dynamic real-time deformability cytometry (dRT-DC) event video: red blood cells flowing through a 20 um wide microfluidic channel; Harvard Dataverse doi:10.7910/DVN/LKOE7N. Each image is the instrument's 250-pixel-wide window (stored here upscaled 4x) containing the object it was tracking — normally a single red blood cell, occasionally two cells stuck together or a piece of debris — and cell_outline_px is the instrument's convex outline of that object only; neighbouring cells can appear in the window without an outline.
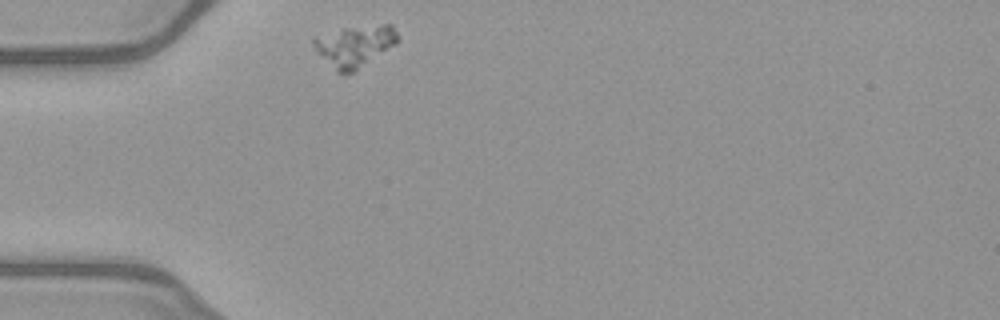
{"species": "common noctule bat (a hibernating species)", "species_latin": "Nyctalus noctula", "temperature_condition": "warm", "stored_images_in_passage": 32, "camera_frame_rate_fps": 3000, "um_per_image_px": 0.085, "animal": {"sex": "female", "body_mass_g": 21.9}, "frame": {"image": 1, "passage_image": 1, "time_ms": 0.0, "image_size_px": [1000, 320], "cell_outline_px": [[400, 40], [396, 44], [352, 72], [344, 76], [336, 72], [312, 44], [312, 36], [344, 28], [384, 24], [392, 24], [400, 36]], "centroid_in_image_um": [30.16, 3.89], "position_along_channel_um": 54.8, "area_um2": 20.23}}
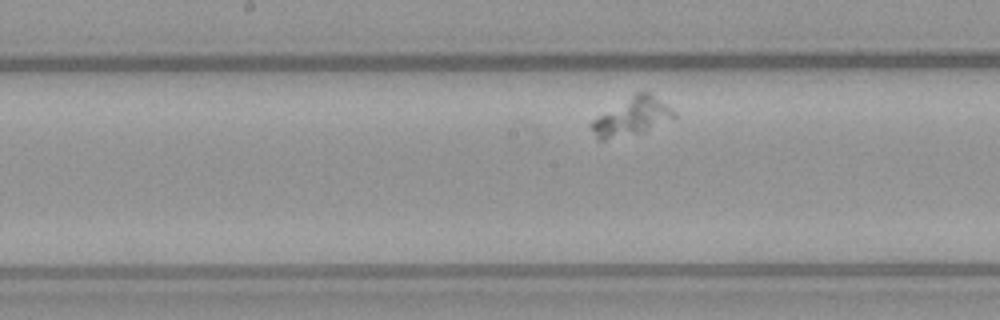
{"frame": {"image": 2, "passage_image": 14, "time_ms": 4.333, "image_size_px": [1000, 320], "cell_outline_px": [[676, 116], [644, 128], [604, 140], [596, 140], [588, 124], [592, 120], [636, 92], [648, 92], [672, 108], [676, 112]], "centroid_in_image_um": [53.62, 9.87], "position_along_channel_um": 194.6, "area_um2": 16.94}}
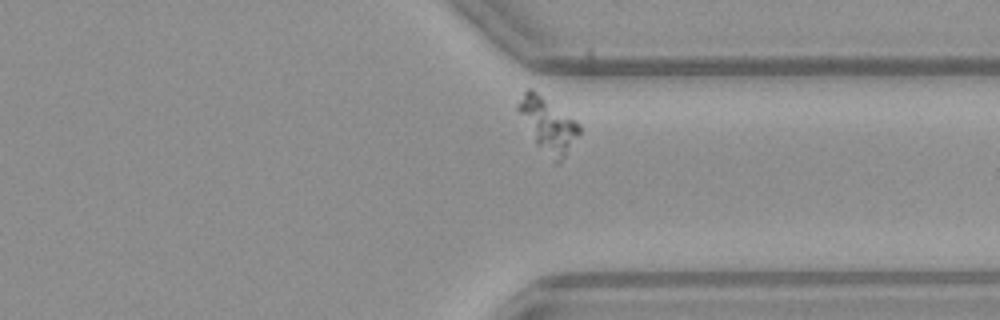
{"frame": {"image": 3, "passage_image": 28, "time_ms": 9.0, "image_size_px": [1000, 320], "cell_outline_px": [[580, 132], [564, 156], [556, 164], [536, 144], [516, 108], [516, 104], [524, 92], [528, 88], [532, 88], [576, 120], [580, 124]], "centroid_in_image_um": [46.56, 10.57], "position_along_channel_um": 364.8, "area_um2": 18.96}}